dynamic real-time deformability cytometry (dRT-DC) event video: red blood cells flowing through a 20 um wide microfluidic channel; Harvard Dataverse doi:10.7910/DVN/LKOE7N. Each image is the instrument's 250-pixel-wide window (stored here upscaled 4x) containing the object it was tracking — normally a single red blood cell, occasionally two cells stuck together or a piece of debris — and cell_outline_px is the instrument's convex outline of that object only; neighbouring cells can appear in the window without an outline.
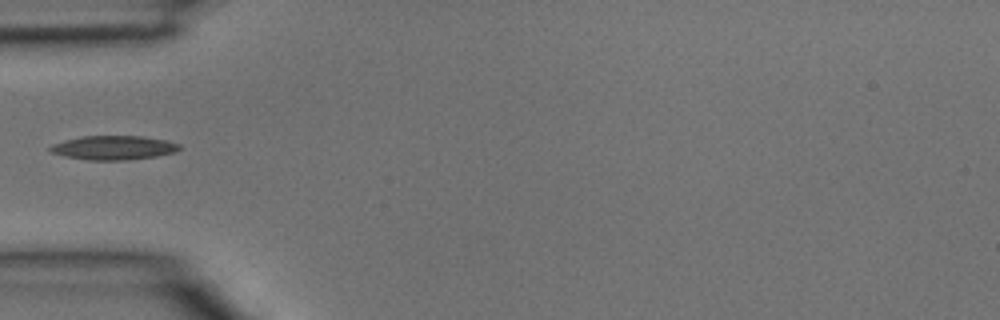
{"species": "common noctule bat (a hibernating species)", "species_latin": "Nyctalus noctula", "temperature_condition": "room temperature", "stored_images_in_passage": 2, "camera_frame_rate_fps": 3000, "um_per_image_px": 0.085, "animal": {"sex": "male", "body_mass_g": 15.6}, "frame": {"image": 1, "passage_image": 2, "time_ms": 0.333, "image_size_px": [1000, 320], "cell_outline_px": [[180, 148], [176, 152], [156, 156], [124, 160], [88, 160], [64, 156], [52, 152], [48, 148], [52, 144], [64, 140], [80, 136], [144, 136], [164, 140], [180, 144]], "centroid_in_image_um": [9.64, 12.55], "position_along_channel_um": 75.4, "area_um2": 18.09}}